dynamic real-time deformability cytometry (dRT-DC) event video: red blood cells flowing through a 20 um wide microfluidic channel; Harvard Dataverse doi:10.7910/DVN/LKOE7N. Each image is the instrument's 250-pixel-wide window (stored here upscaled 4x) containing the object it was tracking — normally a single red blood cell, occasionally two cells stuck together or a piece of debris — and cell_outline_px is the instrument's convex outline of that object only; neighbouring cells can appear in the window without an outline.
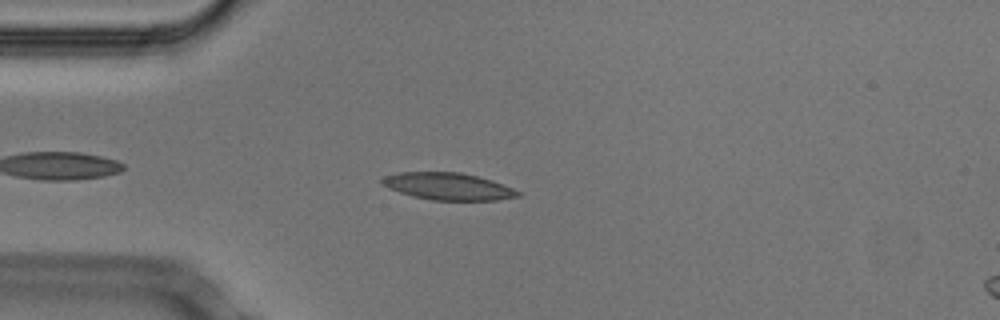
{"species": "Egyptian fruit bat (a non-hibernating species)", "species_latin": "Rousettus aegyptiacus", "temperature_condition": "cold", "stored_images_in_passage": 45, "camera_frame_rate_fps": 3000, "um_per_image_px": 0.085, "animal": {"sex": "male"}, "frame": {"image": 1, "passage_image": 6, "time_ms": 1.667, "image_size_px": [1000, 320], "cell_outline_px": [[520, 196], [496, 200], [432, 200], [412, 196], [388, 188], [380, 184], [380, 180], [384, 176], [400, 172], [460, 172], [492, 180], [512, 188], [520, 192]], "centroid_in_image_um": [38.05, 15.84], "position_along_channel_um": 47.0, "area_um2": 21.39}}
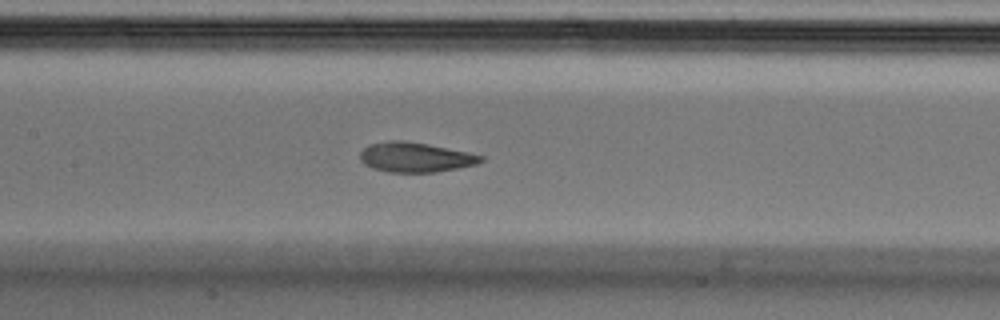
{"frame": {"image": 2, "passage_image": 17, "time_ms": 5.333, "image_size_px": [1000, 320], "cell_outline_px": [[484, 160], [476, 164], [436, 172], [388, 172], [372, 168], [364, 164], [360, 160], [360, 152], [368, 144], [388, 140], [404, 140], [428, 144], [468, 152], [484, 156]], "centroid_in_image_um": [35.27, 13.35], "position_along_channel_um": 172.1, "area_um2": 21.04}}
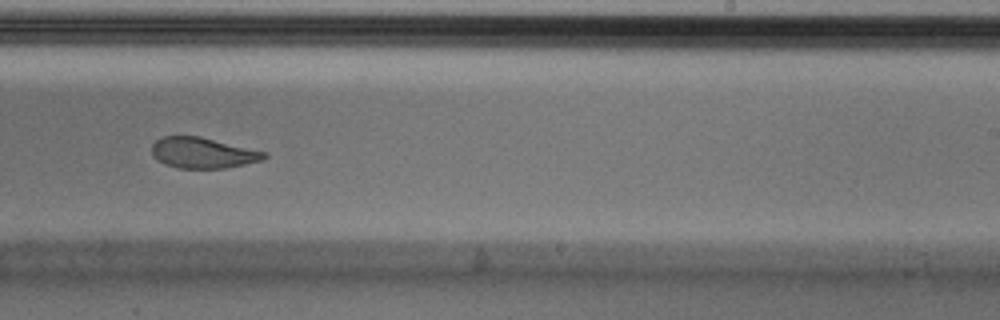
{"frame": {"image": 3, "passage_image": 25, "time_ms": 8.0, "image_size_px": [1000, 320], "cell_outline_px": [[268, 156], [264, 160], [224, 168], [176, 168], [164, 164], [152, 152], [152, 144], [156, 140], [164, 136], [200, 136], [268, 152]], "centroid_in_image_um": [17.29, 12.99], "position_along_channel_um": 271.7, "area_um2": 20.11}, "authors_computed_cell_mechanics": {"area_um2": 21.7906, "velocity_mm_per_s": 3.7508, "shape_relaxation_time_tau1_ms": 5.24, "shape_relaxation_time_tau2_ms": 1.7045, "deformation_change_tau1": 0.159, "deformation_change_tau2": 0.0671}}